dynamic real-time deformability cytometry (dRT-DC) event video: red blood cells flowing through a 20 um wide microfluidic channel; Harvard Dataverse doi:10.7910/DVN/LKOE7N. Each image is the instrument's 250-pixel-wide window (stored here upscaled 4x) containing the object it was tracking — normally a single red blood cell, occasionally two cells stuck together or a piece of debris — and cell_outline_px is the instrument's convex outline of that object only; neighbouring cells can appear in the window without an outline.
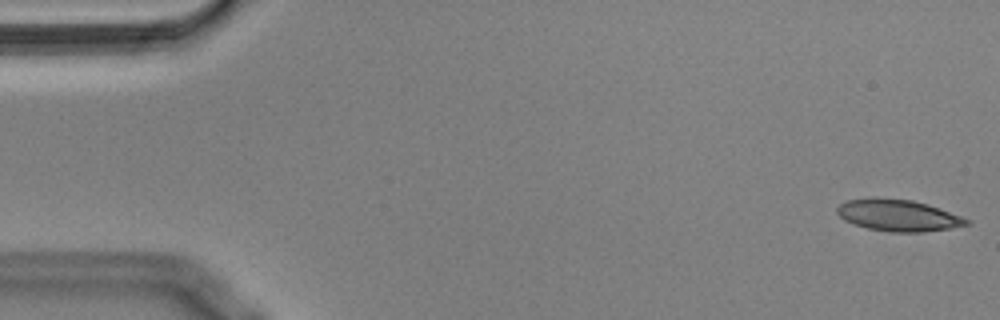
{"species": "Egyptian fruit bat (a non-hibernating species)", "species_latin": "Rousettus aegyptiacus", "temperature_condition": "cold", "stored_images_in_passage": 53, "camera_frame_rate_fps": 3000, "um_per_image_px": 0.085, "animal": {"sex": "male"}, "frame": {"image": 1, "passage_image": 1, "time_ms": 0.0, "image_size_px": [1000, 320], "cell_outline_px": [[972, 224], [924, 232], [888, 232], [868, 228], [852, 224], [844, 220], [836, 212], [836, 208], [840, 204], [848, 200], [868, 196], [876, 196], [912, 200], [928, 204], [940, 208], [972, 220]], "centroid_in_image_um": [76.33, 18.28], "position_along_channel_um": 8.7, "area_um2": 24.33}}
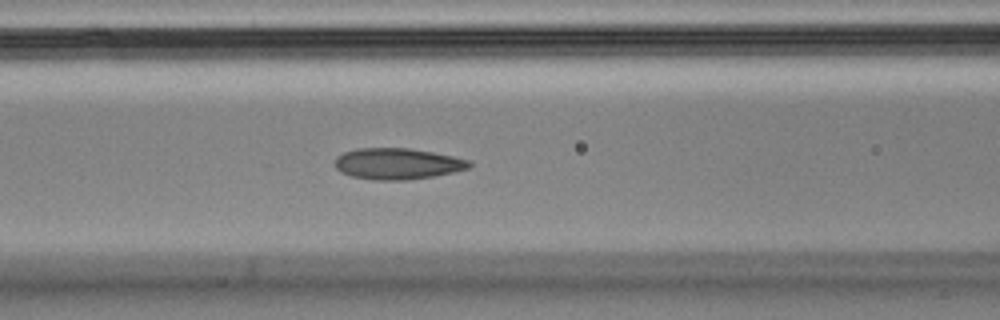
{"frame": {"image": 2, "passage_image": 22, "time_ms": 7.0, "image_size_px": [1000, 320], "cell_outline_px": [[472, 164], [468, 168], [452, 172], [432, 176], [408, 180], [372, 180], [352, 176], [340, 172], [336, 168], [336, 156], [344, 152], [356, 148], [408, 148], [432, 152], [472, 160]], "centroid_in_image_um": [33.77, 13.91], "position_along_channel_um": 132.8, "area_um2": 24.39}}
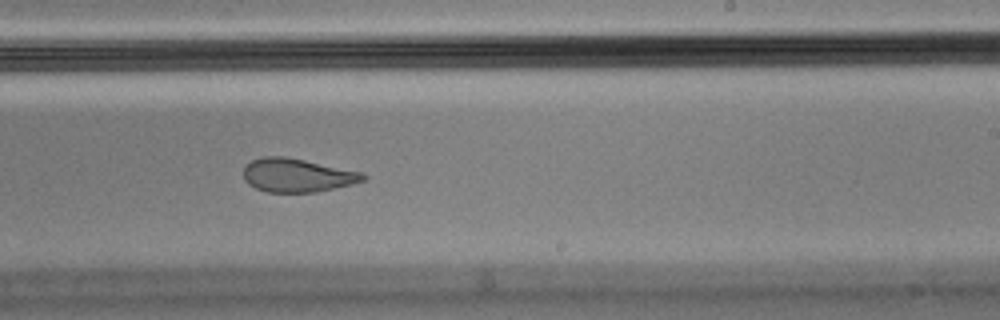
{"frame": {"image": 3, "passage_image": 33, "time_ms": 10.667, "image_size_px": [1000, 320], "cell_outline_px": [[368, 176], [364, 180], [352, 184], [316, 192], [268, 192], [256, 188], [248, 184], [244, 180], [244, 164], [252, 160], [264, 156], [284, 156], [364, 172]], "centroid_in_image_um": [25.26, 14.89], "position_along_channel_um": 263.7, "area_um2": 23.47}}